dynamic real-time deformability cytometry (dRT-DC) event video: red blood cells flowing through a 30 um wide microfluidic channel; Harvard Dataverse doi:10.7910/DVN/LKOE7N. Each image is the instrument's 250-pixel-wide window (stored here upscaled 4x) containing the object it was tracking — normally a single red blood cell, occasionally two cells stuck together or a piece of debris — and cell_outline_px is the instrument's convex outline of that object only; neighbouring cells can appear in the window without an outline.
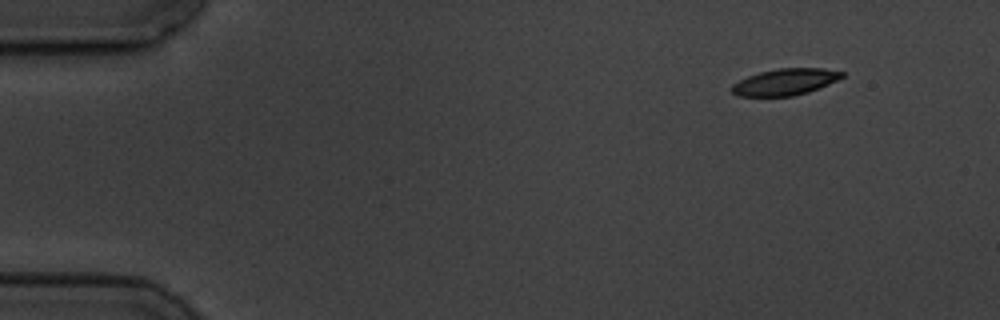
{"species": "common noctule bat (a hibernating species)", "species_latin": "Nyctalus noctula", "temperature_condition": "cold", "stored_images_in_passage": 4, "camera_frame_rate_fps": 3000, "um_per_image_px": 0.085, "animal": {"sex": "male", "body_mass_g": 19.5, "forearm_length_mm": 54.6}, "frame": {"image": 1, "passage_image": 1, "time_ms": 0.0, "image_size_px": [1000, 320], "cell_outline_px": [[844, 76], [820, 88], [808, 92], [792, 96], [740, 96], [732, 92], [732, 84], [748, 76], [760, 72], [776, 68], [824, 68], [844, 72]], "centroid_in_image_um": [66.75, 6.96], "position_along_channel_um": 18.2, "area_um2": 16.94}}
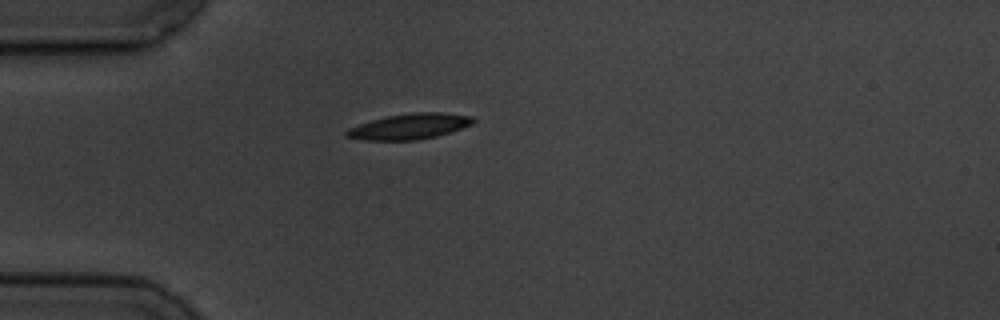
{"frame": {"image": 2, "passage_image": 4, "time_ms": 3.333, "image_size_px": [1000, 320], "cell_outline_px": [[476, 120], [472, 124], [436, 136], [416, 140], [364, 140], [344, 136], [344, 132], [348, 128], [372, 120], [388, 116], [412, 112], [444, 112], [472, 116]], "centroid_in_image_um": [34.8, 10.74], "position_along_channel_um": 50.2, "area_um2": 18.79}}